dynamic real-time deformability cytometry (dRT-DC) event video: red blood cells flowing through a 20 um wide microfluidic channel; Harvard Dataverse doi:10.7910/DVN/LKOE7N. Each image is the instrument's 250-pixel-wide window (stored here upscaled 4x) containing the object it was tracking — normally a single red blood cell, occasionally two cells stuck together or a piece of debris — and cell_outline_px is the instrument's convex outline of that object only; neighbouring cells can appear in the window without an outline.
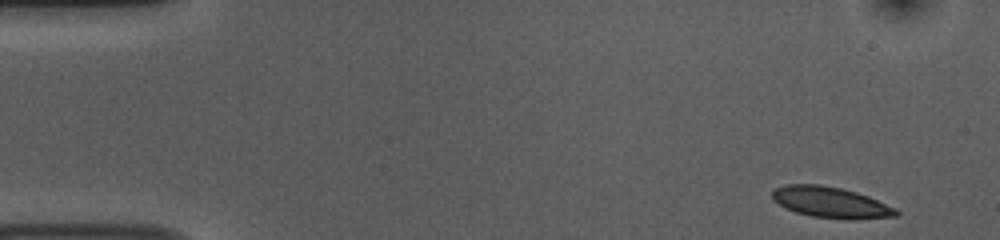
{"species": "common noctule bat (a hibernating species)", "species_latin": "Nyctalus noctula", "temperature_condition": "room temperature", "stored_images_in_passage": 50, "camera_frame_rate_fps": 3000, "um_per_image_px": 0.085, "animal": {"sex": "female", "body_mass_g": 10.0, "forearm_length_mm": 53.1}, "frame": {"image": 1, "passage_image": 1, "time_ms": 0.0, "image_size_px": [1000, 240], "cell_outline_px": [[900, 212], [896, 216], [860, 220], [848, 220], [812, 216], [796, 212], [772, 200], [772, 192], [776, 188], [788, 184], [820, 184], [840, 188], [856, 192], [868, 196], [896, 208]], "centroid_in_image_um": [70.65, 17.21], "position_along_channel_um": 14.3, "area_um2": 22.37}}
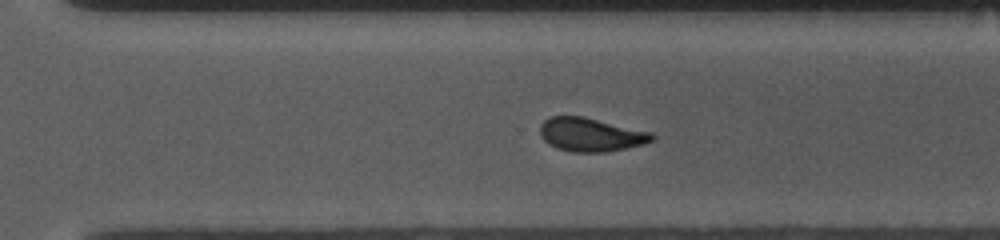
{"frame": {"image": 2, "passage_image": 34, "time_ms": 11.0, "image_size_px": [1000, 240], "cell_outline_px": [[656, 136], [652, 140], [644, 144], [608, 152], [572, 152], [556, 148], [548, 144], [540, 136], [540, 124], [544, 120], [552, 116], [584, 116], [652, 132]], "centroid_in_image_um": [50.21, 11.44], "position_along_channel_um": 320.4, "area_um2": 22.14}}
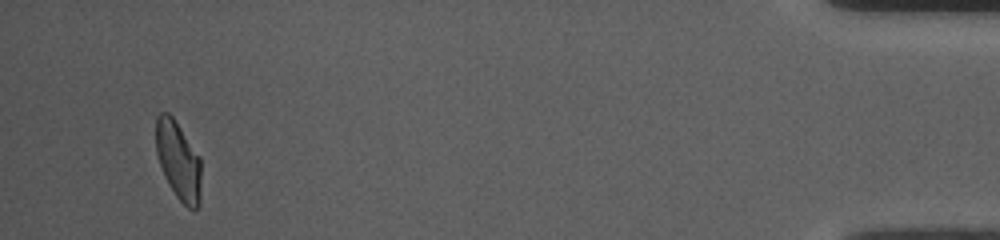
{"frame": {"image": 3, "passage_image": 48, "time_ms": 15.667, "image_size_px": [1000, 240], "cell_outline_px": [[200, 204], [196, 208], [188, 208], [176, 196], [168, 184], [164, 176], [156, 152], [156, 116], [160, 112], [168, 112], [172, 116], [200, 156]], "centroid_in_image_um": [15.15, 13.64], "position_along_channel_um": 420.0, "area_um2": 20.58}, "authors_computed_cell_mechanics": {"area_um2": 22.2819, "velocity_mm_per_s": 3.7426, "shape_relaxation_time_tau1_ms": 2.9723, "shape_relaxation_time_tau2_ms": 0.9145, "deformation_change_tau1": 0.1197, "deformation_change_tau2": 0.0606}}